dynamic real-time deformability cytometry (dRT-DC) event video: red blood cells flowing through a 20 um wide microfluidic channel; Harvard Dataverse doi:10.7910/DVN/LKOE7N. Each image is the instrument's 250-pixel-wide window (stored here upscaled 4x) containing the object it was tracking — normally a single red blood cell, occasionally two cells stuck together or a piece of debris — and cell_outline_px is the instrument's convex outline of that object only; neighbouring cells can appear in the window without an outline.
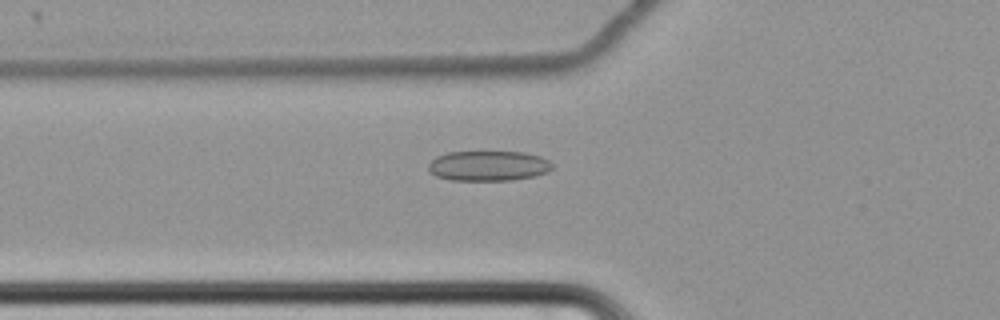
{"species": "common noctule bat (a hibernating species)", "species_latin": "Nyctalus noctula", "temperature_condition": "cold", "stored_images_in_passage": 62, "camera_frame_rate_fps": 3000, "um_per_image_px": 0.085, "animal": {"sex": "female", "body_mass_g": 22.7, "forearm_length_mm": 54.2}, "frame": {"image": 1, "passage_image": 24, "time_ms": 7.667, "image_size_px": [1000, 320], "cell_outline_px": [[552, 168], [548, 172], [536, 176], [512, 180], [448, 180], [436, 176], [428, 172], [428, 164], [436, 156], [448, 152], [524, 152], [540, 156], [548, 160], [552, 164]], "centroid_in_image_um": [41.5, 14.1], "position_along_channel_um": 84.3, "area_um2": 21.91}}
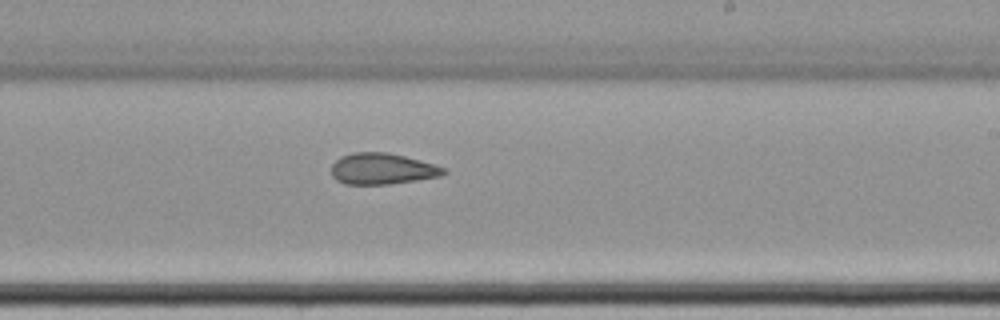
{"frame": {"image": 2, "passage_image": 39, "time_ms": 12.667, "image_size_px": [1000, 320], "cell_outline_px": [[448, 172], [440, 176], [416, 180], [388, 184], [344, 184], [336, 180], [332, 176], [332, 164], [340, 156], [352, 152], [388, 152], [420, 160], [444, 168]], "centroid_in_image_um": [32.45, 14.34], "position_along_channel_um": 256.5, "area_um2": 20.35}}
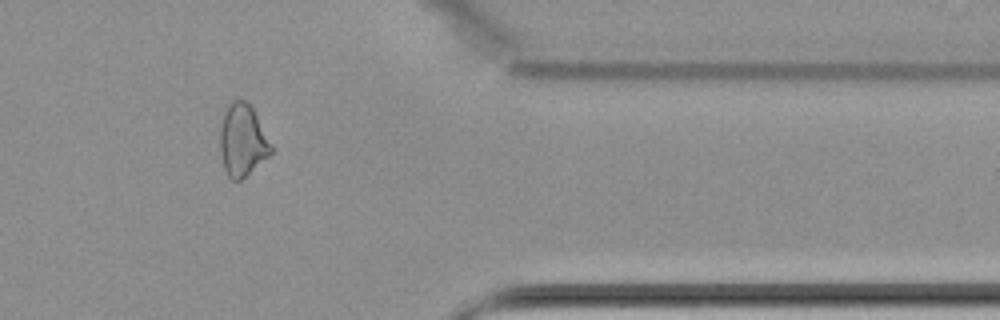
{"frame": {"image": 3, "passage_image": 52, "time_ms": 17.0, "image_size_px": [1000, 320], "cell_outline_px": [[276, 148], [268, 156], [240, 180], [232, 180], [228, 176], [224, 168], [220, 152], [220, 128], [224, 112], [228, 104], [232, 100], [244, 100], [252, 108]], "centroid_in_image_um": [20.63, 11.91], "position_along_channel_um": 390.8, "area_um2": 21.5}, "authors_computed_cell_mechanics": {"area_um2": 23.0622, "velocity_mm_per_s": 3.4446, "shape_relaxation_time_tau1_ms": 7.1643, "shape_relaxation_time_tau2_ms": 3.3203, "deformation_change_tau1": 0.085, "deformation_change_tau2": 0.1081}}